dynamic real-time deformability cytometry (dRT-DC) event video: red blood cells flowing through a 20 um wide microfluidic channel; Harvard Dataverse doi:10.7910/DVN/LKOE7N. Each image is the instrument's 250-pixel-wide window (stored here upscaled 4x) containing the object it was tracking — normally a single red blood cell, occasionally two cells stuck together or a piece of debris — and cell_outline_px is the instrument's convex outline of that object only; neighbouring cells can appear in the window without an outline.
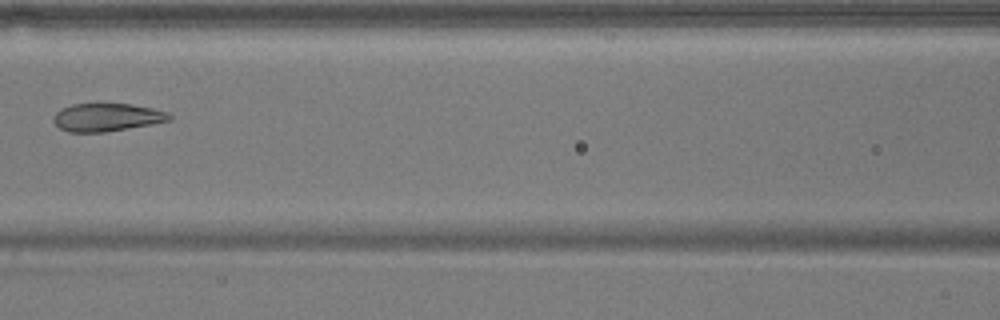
{"species": "common noctule bat (a hibernating species)", "species_latin": "Nyctalus noctula", "temperature_condition": "warm", "stored_images_in_passage": 7, "camera_frame_rate_fps": 3000, "um_per_image_px": 0.085, "animal": {"sex": "male", "body_mass_g": 17.9}, "frame": {"image": 1, "passage_image": 6, "time_ms": 7.0, "image_size_px": [1000, 320], "cell_outline_px": [[172, 120], [152, 124], [104, 132], [68, 132], [60, 128], [52, 120], [52, 116], [60, 108], [72, 104], [96, 100], [100, 100], [132, 104], [152, 108], [168, 112], [172, 116]], "centroid_in_image_um": [9.05, 9.91], "position_along_channel_um": 157.6, "area_um2": 19.88}}
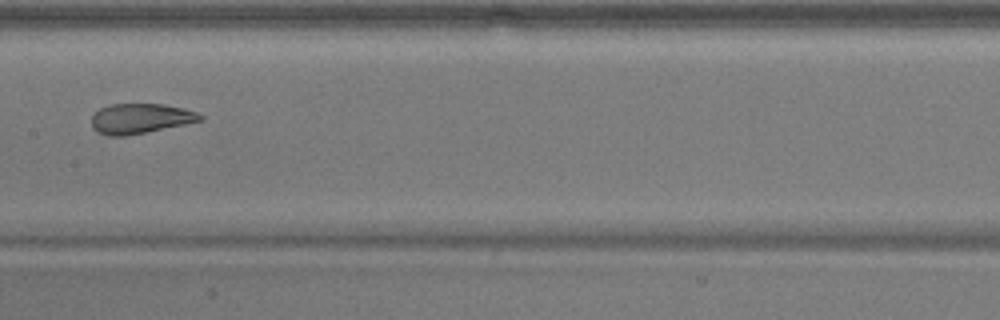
{"frame": {"image": 2, "passage_image": 7, "time_ms": 8.0, "image_size_px": [1000, 320], "cell_outline_px": [[204, 120], [124, 136], [108, 136], [96, 132], [92, 128], [92, 116], [100, 108], [112, 104], [164, 104], [184, 108], [196, 112], [204, 116]], "centroid_in_image_um": [11.92, 10.07], "position_along_channel_um": 195.5, "area_um2": 18.9}}